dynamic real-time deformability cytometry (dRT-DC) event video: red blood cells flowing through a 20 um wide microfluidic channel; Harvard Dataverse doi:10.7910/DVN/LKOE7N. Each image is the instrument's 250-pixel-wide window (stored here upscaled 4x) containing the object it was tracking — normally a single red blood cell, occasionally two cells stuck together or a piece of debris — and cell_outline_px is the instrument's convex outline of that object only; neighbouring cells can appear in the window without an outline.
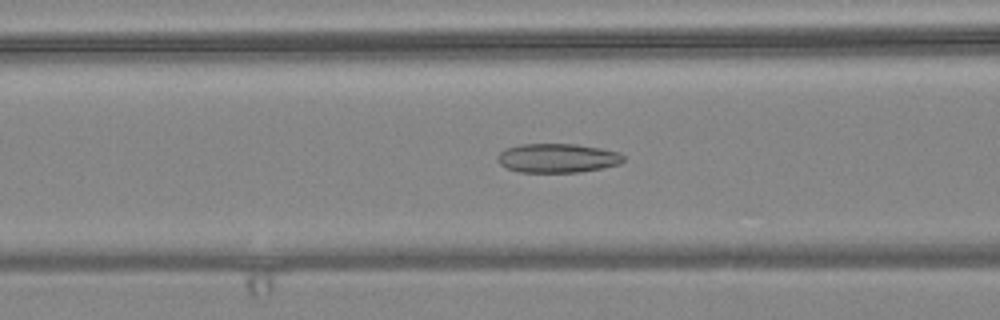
{"species": "common noctule bat (a hibernating species)", "species_latin": "Nyctalus noctula", "temperature_condition": "warm", "stored_images_in_passage": 56, "camera_frame_rate_fps": 3000, "um_per_image_px": 0.085, "animal": {"sex": "female", "body_mass_g": 24.6, "forearm_length_mm": 56.2}, "frame": {"image": 1, "passage_image": 22, "time_ms": 7.0, "image_size_px": [1000, 320], "cell_outline_px": [[624, 160], [620, 164], [580, 172], [520, 172], [508, 168], [500, 164], [496, 160], [496, 156], [504, 148], [520, 144], [576, 144], [600, 148], [620, 152], [624, 156]], "centroid_in_image_um": [47.36, 13.43], "position_along_channel_um": 119.2, "area_um2": 21.44}}
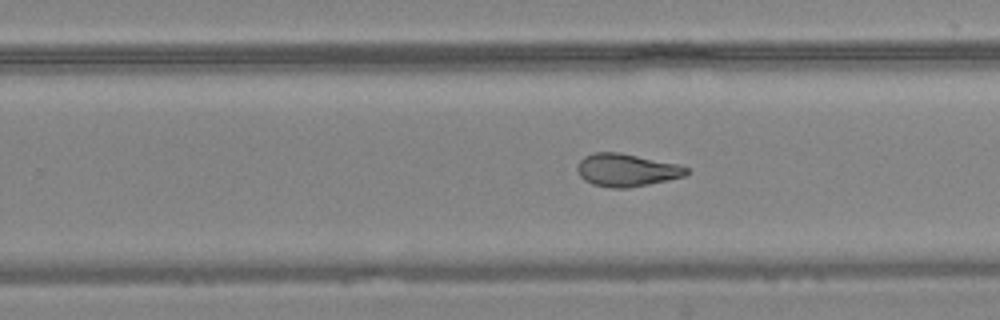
{"frame": {"image": 2, "passage_image": 35, "time_ms": 11.333, "image_size_px": [1000, 320], "cell_outline_px": [[688, 172], [684, 176], [668, 180], [628, 188], [612, 188], [592, 184], [584, 180], [580, 176], [576, 168], [580, 160], [584, 156], [592, 152], [620, 152], [680, 164], [688, 168]], "centroid_in_image_um": [53.24, 14.44], "position_along_channel_um": 276.6, "area_um2": 20.98}}
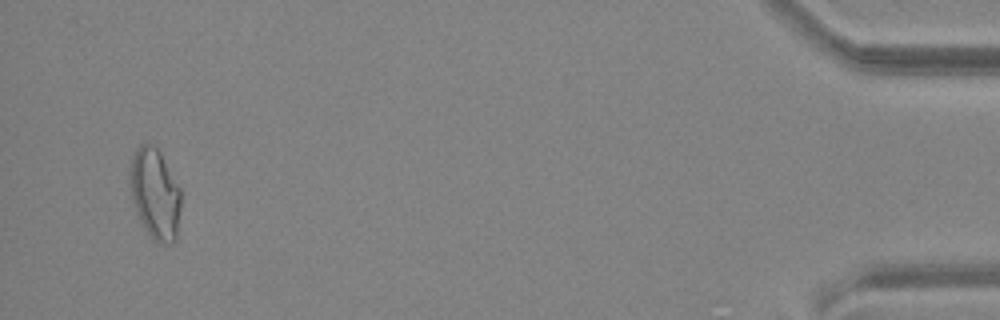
{"frame": {"image": 3, "passage_image": 54, "time_ms": 17.667, "image_size_px": [1000, 320], "cell_outline_px": [[180, 208], [176, 240], [172, 244], [156, 244], [148, 232], [136, 212], [128, 184], [128, 172], [132, 156], [136, 148], [140, 144], [148, 140], [160, 152], [180, 188]], "centroid_in_image_um": [13.15, 16.45], "position_along_channel_um": 422.1, "area_um2": 27.34}, "authors_computed_cell_mechanics": {"area_um2": 23.1489, "velocity_mm_per_s": 3.6324, "shape_relaxation_time_tau1_ms": null, "shape_relaxation_time_tau2_ms": 1.8097, "deformation_change_tau1": null, "deformation_change_tau2": 0.0843}}